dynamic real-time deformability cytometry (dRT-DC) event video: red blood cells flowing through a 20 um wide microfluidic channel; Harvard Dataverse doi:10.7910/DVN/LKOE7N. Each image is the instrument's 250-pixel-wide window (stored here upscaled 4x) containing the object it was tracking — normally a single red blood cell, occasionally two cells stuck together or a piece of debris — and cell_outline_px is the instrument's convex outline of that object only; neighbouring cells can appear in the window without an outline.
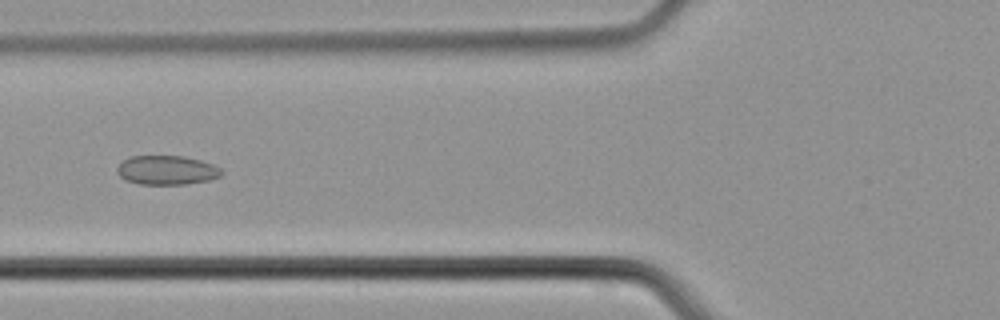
{"species": "common noctule bat (a hibernating species)", "species_latin": "Nyctalus noctula", "temperature_condition": "cold", "stored_images_in_passage": 50, "camera_frame_rate_fps": 3000, "um_per_image_px": 0.085, "animal": {"sex": "male", "body_mass_g": 21.5, "forearm_length_mm": 52.0}, "frame": {"image": 1, "passage_image": 20, "time_ms": 6.333, "image_size_px": [1000, 320], "cell_outline_px": [[224, 172], [220, 176], [208, 180], [188, 184], [140, 184], [124, 180], [116, 172], [116, 168], [124, 160], [132, 156], [184, 156], [200, 160], [212, 164], [220, 168]], "centroid_in_image_um": [14.17, 14.47], "position_along_channel_um": 111.6, "area_um2": 17.74}}
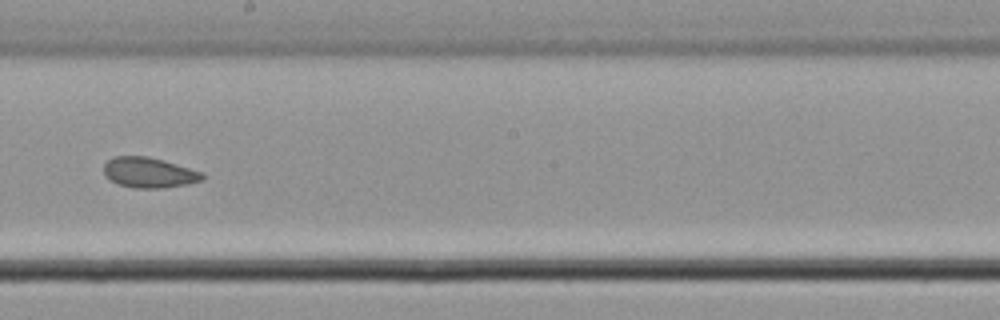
{"frame": {"image": 2, "passage_image": 29, "time_ms": 9.333, "image_size_px": [1000, 320], "cell_outline_px": [[204, 180], [188, 184], [164, 188], [136, 188], [120, 184], [104, 176], [104, 164], [112, 156], [148, 156], [164, 160], [204, 172]], "centroid_in_image_um": [12.7, 14.66], "position_along_channel_um": 235.5, "area_um2": 17.57}}
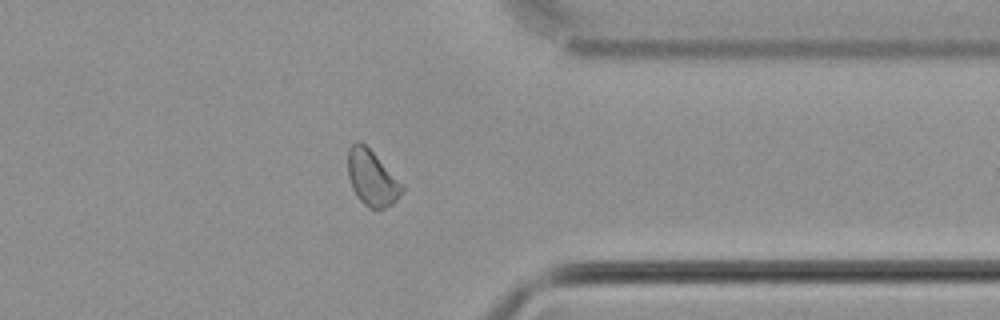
{"frame": {"image": 3, "passage_image": 40, "time_ms": 13.0, "image_size_px": [1000, 320], "cell_outline_px": [[404, 192], [392, 204], [384, 208], [368, 208], [356, 196], [352, 188], [348, 176], [348, 148], [356, 140], [360, 140], [404, 184]], "centroid_in_image_um": [31.62, 15.13], "position_along_channel_um": 379.8, "area_um2": 17.57}}